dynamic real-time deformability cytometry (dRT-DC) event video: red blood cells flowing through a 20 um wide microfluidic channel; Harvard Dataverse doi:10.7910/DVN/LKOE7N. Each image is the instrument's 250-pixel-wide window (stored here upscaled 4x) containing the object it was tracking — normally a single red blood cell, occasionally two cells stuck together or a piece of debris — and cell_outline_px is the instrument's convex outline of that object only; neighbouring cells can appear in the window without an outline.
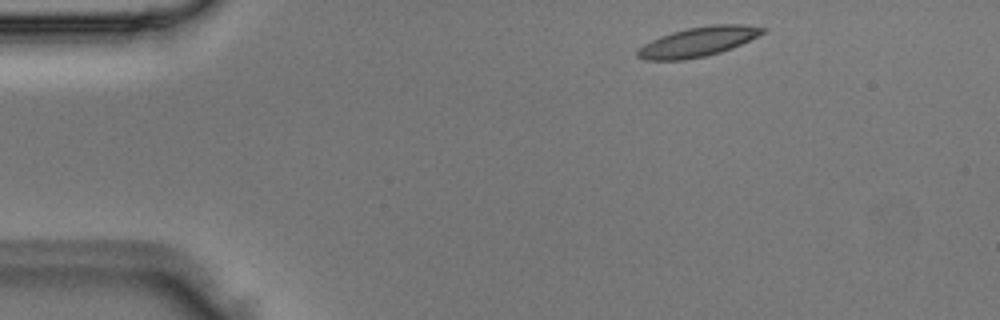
{"species": "Egyptian fruit bat (a non-hibernating species)", "species_latin": "Rousettus aegyptiacus", "temperature_condition": "room temperature", "stored_images_in_passage": 2, "camera_frame_rate_fps": 3000, "um_per_image_px": 0.085, "animal": {"sex": "male"}, "frame": {"image": 1, "passage_image": 1, "time_ms": 0.0, "image_size_px": [1000, 320], "cell_outline_px": [[768, 28], [764, 32], [732, 48], [720, 52], [704, 56], [684, 60], [644, 60], [636, 56], [636, 52], [644, 44], [660, 36], [672, 32], [688, 28], [712, 24], [744, 24]], "centroid_in_image_um": [59.32, 3.55], "position_along_channel_um": 25.7, "area_um2": 21.39}}